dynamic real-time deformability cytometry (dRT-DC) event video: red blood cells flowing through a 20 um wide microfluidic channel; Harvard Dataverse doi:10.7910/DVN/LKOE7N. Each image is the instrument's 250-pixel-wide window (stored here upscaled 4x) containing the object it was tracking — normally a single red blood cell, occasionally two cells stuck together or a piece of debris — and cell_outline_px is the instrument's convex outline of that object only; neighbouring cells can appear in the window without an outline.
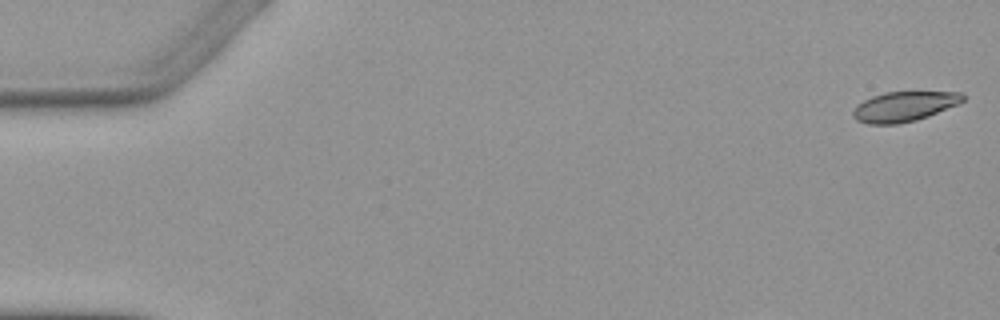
{"species": "Egyptian fruit bat (a non-hibernating species)", "species_latin": "Rousettus aegyptiacus", "temperature_condition": "warm", "stored_images_in_passage": 5, "camera_frame_rate_fps": 3000, "um_per_image_px": 0.085, "animal": {"sex": "female"}, "frame": {"image": 1, "passage_image": 1, "time_ms": 0.0, "image_size_px": [1000, 320], "cell_outline_px": [[964, 100], [960, 104], [928, 116], [916, 120], [896, 124], [868, 124], [856, 120], [852, 116], [852, 112], [856, 104], [872, 96], [884, 92], [964, 92]], "centroid_in_image_um": [76.85, 9.05], "position_along_channel_um": 8.2, "area_um2": 19.31}}
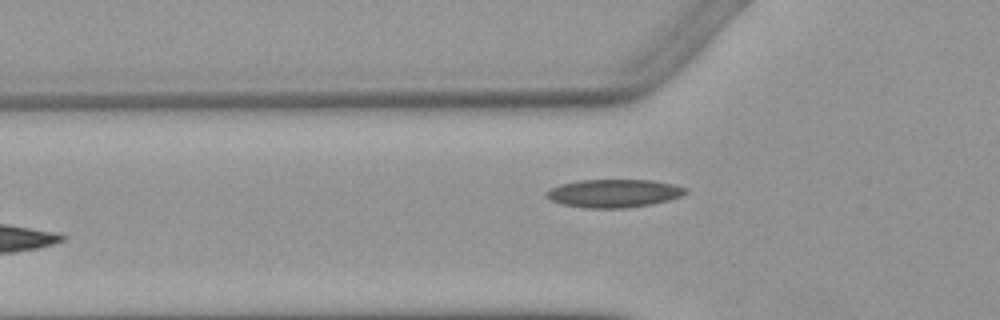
{"frame": {"image": 2, "passage_image": 5, "time_ms": 5.667, "image_size_px": [1000, 320], "cell_outline_px": [[688, 192], [680, 196], [668, 200], [652, 204], [628, 208], [584, 208], [564, 204], [552, 200], [544, 196], [552, 188], [560, 184], [580, 180], [652, 180], [672, 184], [688, 188]], "centroid_in_image_um": [52.21, 16.43], "position_along_channel_um": 73.6, "area_um2": 22.72}}